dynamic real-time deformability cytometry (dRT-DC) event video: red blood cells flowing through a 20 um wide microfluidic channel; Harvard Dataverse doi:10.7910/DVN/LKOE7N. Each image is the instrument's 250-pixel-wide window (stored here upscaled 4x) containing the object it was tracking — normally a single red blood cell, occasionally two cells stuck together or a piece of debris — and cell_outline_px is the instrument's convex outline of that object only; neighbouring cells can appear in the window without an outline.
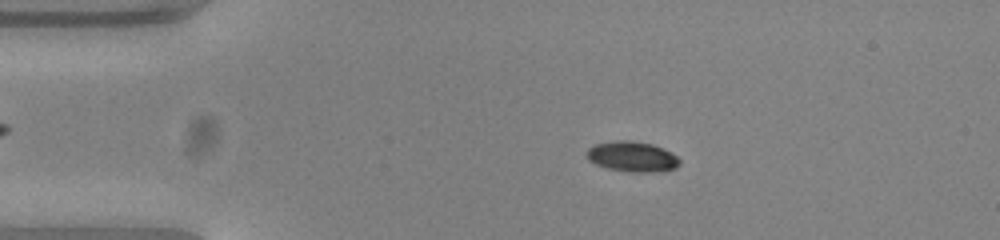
{"species": "common noctule bat (a hibernating species)", "species_latin": "Nyctalus noctula", "temperature_condition": "warm", "stored_images_in_passage": 53, "camera_frame_rate_fps": 3000, "um_per_image_px": 0.085, "animal": {"sex": "female", "body_mass_g": 23.0, "forearm_length_mm": 53.4}, "frame": {"image": 1, "passage_image": 10, "time_ms": 3.0, "image_size_px": [1000, 240], "cell_outline_px": [[680, 164], [676, 168], [652, 172], [628, 172], [608, 168], [596, 164], [588, 160], [588, 148], [596, 144], [616, 140], [628, 140], [652, 144], [672, 152], [680, 160]], "centroid_in_image_um": [53.76, 13.31], "position_along_channel_um": 31.2, "area_um2": 16.3}}
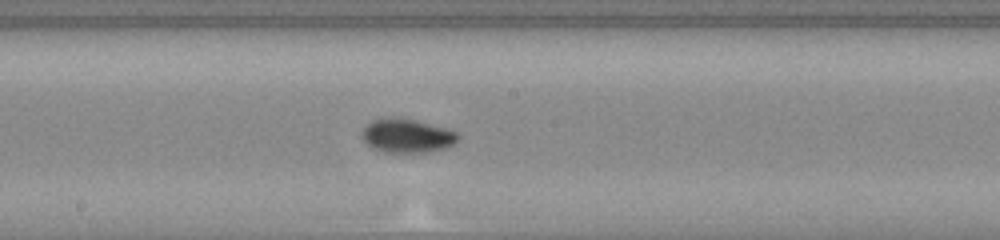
{"frame": {"image": 2, "passage_image": 28, "time_ms": 9.0, "image_size_px": [1000, 240], "cell_outline_px": [[460, 136], [452, 144], [444, 148], [428, 152], [384, 152], [372, 148], [360, 136], [360, 132], [372, 120], [416, 120], [444, 128], [456, 132]], "centroid_in_image_um": [34.58, 11.58], "position_along_channel_um": 213.6, "area_um2": 18.21}}
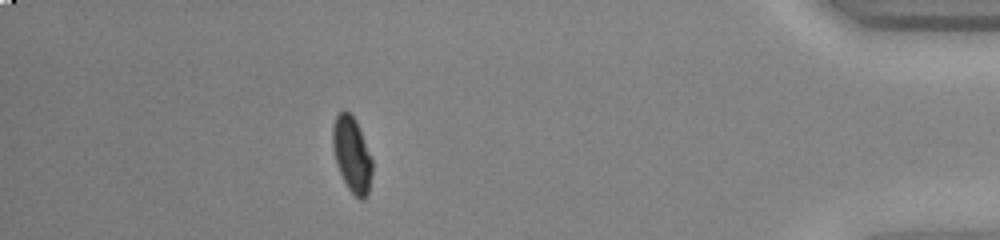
{"frame": {"image": 3, "passage_image": 47, "time_ms": 15.333, "image_size_px": [1000, 240], "cell_outline_px": [[372, 172], [368, 192], [364, 200], [360, 200], [348, 188], [336, 164], [332, 144], [332, 128], [336, 116], [344, 108], [356, 120], [372, 160]], "centroid_in_image_um": [29.9, 13.12], "position_along_channel_um": 405.3, "area_um2": 17.17}, "authors_computed_cell_mechanics": {"area_um2": 17.2822, "velocity_mm_per_s": 3.8388, "shape_relaxation_time_tau1_ms": 3.3323, "shape_relaxation_time_tau2_ms": 1.6035, "deformation_change_tau1": 0.1386, "deformation_change_tau2": 0.0436}}